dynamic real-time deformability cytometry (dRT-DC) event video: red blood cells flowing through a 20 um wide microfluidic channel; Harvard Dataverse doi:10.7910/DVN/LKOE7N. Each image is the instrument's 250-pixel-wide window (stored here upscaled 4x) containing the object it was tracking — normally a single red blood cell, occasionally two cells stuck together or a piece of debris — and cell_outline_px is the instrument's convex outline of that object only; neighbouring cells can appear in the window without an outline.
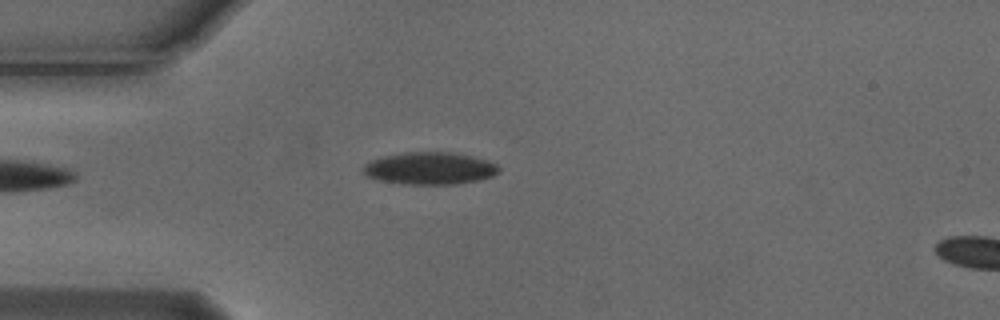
{"species": "Egyptian fruit bat (a non-hibernating species)", "species_latin": "Rousettus aegyptiacus", "temperature_condition": "cold", "stored_images_in_passage": 4, "camera_frame_rate_fps": 3000, "um_per_image_px": 0.085, "animal": {"sex": "male"}, "frame": {"image": 1, "passage_image": 3, "time_ms": 0.667, "image_size_px": [1000, 320], "cell_outline_px": [[500, 172], [492, 176], [476, 180], [452, 184], [400, 184], [380, 180], [368, 176], [364, 172], [364, 164], [368, 160], [384, 156], [404, 152], [452, 152], [472, 156], [488, 160], [496, 164], [500, 168]], "centroid_in_image_um": [36.53, 14.3], "position_along_channel_um": 48.5, "area_um2": 25.49}}